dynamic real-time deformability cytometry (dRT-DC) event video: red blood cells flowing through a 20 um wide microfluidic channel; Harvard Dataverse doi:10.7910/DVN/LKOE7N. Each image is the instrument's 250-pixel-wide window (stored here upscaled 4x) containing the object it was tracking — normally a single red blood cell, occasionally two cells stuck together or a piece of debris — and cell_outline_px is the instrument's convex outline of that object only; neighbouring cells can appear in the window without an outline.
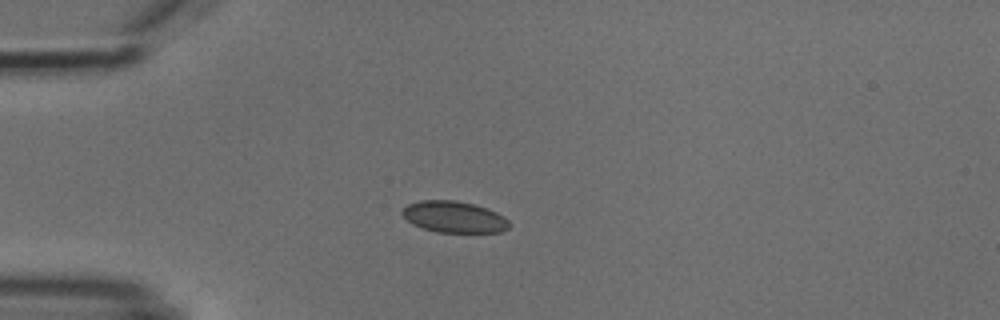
{"species": "common noctule bat (a hibernating species)", "species_latin": "Nyctalus noctula", "temperature_condition": "cold", "stored_images_in_passage": 5, "camera_frame_rate_fps": 3000, "um_per_image_px": 0.085, "animal": {"sex": "male", "body_mass_g": 18.8}, "frame": {"image": 1, "passage_image": 2, "time_ms": 1.333, "image_size_px": [1000, 320], "cell_outline_px": [[508, 228], [500, 232], [436, 232], [412, 224], [400, 212], [408, 204], [420, 200], [456, 200], [488, 208], [504, 216], [508, 220]], "centroid_in_image_um": [38.59, 18.43], "position_along_channel_um": 46.4, "area_um2": 19.48}}
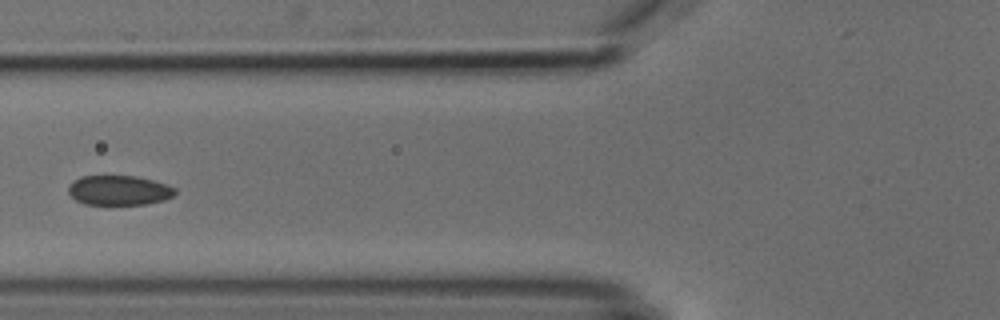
{"frame": {"image": 2, "passage_image": 4, "time_ms": 3.667, "image_size_px": [1000, 320], "cell_outline_px": [[176, 192], [172, 196], [164, 200], [148, 204], [84, 204], [76, 200], [68, 192], [68, 188], [80, 176], [136, 176], [168, 184], [176, 188]], "centroid_in_image_um": [10.15, 16.18], "position_along_channel_um": 115.6, "area_um2": 18.38}}
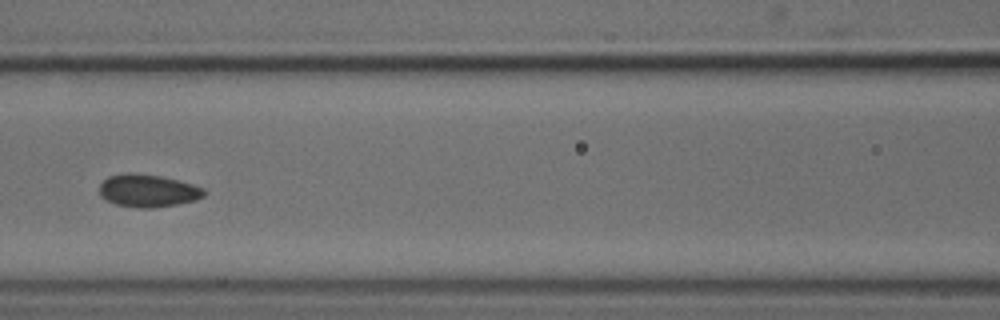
{"frame": {"image": 3, "passage_image": 5, "time_ms": 4.667, "image_size_px": [1000, 320], "cell_outline_px": [[204, 196], [196, 200], [176, 204], [152, 208], [136, 208], [116, 204], [100, 196], [100, 184], [108, 176], [128, 172], [132, 172], [160, 176], [192, 184], [204, 188]], "centroid_in_image_um": [12.55, 16.21], "position_along_channel_um": 154.0, "area_um2": 19.83}}